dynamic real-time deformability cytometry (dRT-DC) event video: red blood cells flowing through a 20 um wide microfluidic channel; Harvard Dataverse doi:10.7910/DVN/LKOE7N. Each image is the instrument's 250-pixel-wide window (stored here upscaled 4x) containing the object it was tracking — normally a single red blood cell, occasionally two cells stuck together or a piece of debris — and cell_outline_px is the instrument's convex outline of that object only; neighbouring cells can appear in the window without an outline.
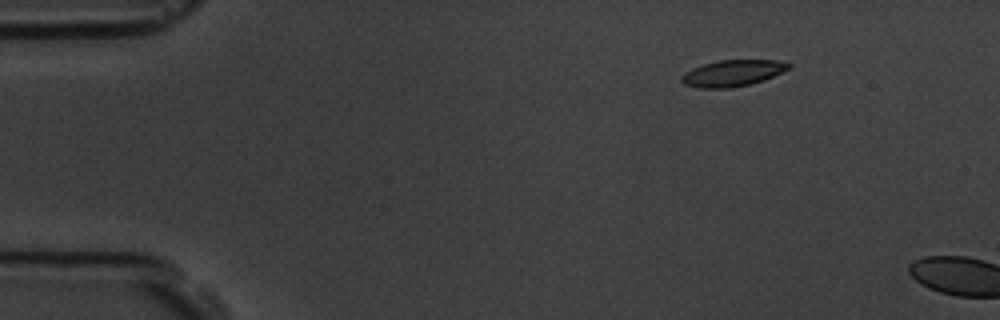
{"species": "common noctule bat (a hibernating species)", "species_latin": "Nyctalus noctula", "temperature_condition": "room temperature", "stored_images_in_passage": 2, "camera_frame_rate_fps": 3000, "um_per_image_px": 0.085, "animal": {"sex": "male", "body_mass_g": 19.5, "forearm_length_mm": 54.6}, "frame": {"image": 1, "passage_image": 1, "time_ms": 0.0, "image_size_px": [1000, 320], "cell_outline_px": [[792, 64], [788, 68], [764, 80], [748, 84], [728, 88], [700, 88], [684, 84], [680, 80], [680, 76], [684, 72], [692, 68], [704, 64], [720, 60], [776, 60]], "centroid_in_image_um": [62.21, 6.21], "position_along_channel_um": 22.8, "area_um2": 16.24}}